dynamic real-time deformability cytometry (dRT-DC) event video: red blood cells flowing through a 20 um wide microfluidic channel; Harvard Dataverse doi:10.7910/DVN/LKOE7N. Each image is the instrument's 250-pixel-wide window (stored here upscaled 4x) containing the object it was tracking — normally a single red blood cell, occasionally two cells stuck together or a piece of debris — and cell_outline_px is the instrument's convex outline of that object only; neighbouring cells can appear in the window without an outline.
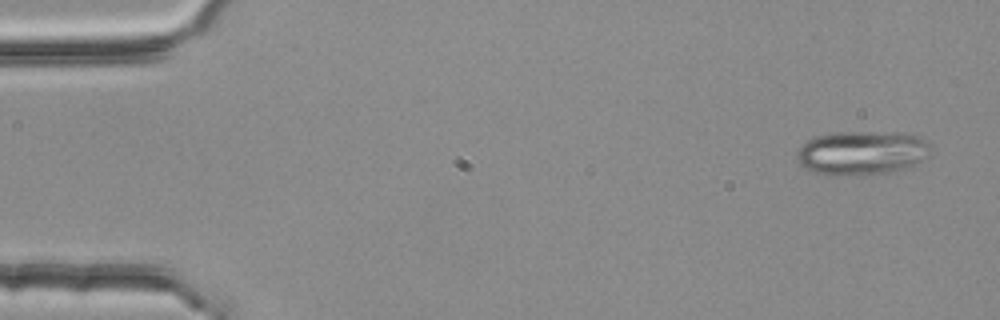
{"species": "common noctule bat (a hibernating species)", "species_latin": "Nyctalus noctula", "temperature_condition": "room temperature", "stored_images_in_passage": 4, "camera_frame_rate_fps": 3000, "um_per_image_px": 0.085, "animal": {"sex": "female", "body_mass_g": 25.1}, "frame": {"image": 1, "passage_image": 1, "time_ms": 0.0, "image_size_px": [1000, 320], "cell_outline_px": [[928, 144], [920, 160], [904, 168], [892, 172], [836, 176], [812, 172], [804, 168], [800, 164], [796, 156], [796, 152], [808, 140], [816, 136], [832, 132], [904, 132], [916, 136], [924, 140]], "centroid_in_image_um": [73.14, 12.98], "position_along_channel_um": 11.9, "area_um2": 33.81}}